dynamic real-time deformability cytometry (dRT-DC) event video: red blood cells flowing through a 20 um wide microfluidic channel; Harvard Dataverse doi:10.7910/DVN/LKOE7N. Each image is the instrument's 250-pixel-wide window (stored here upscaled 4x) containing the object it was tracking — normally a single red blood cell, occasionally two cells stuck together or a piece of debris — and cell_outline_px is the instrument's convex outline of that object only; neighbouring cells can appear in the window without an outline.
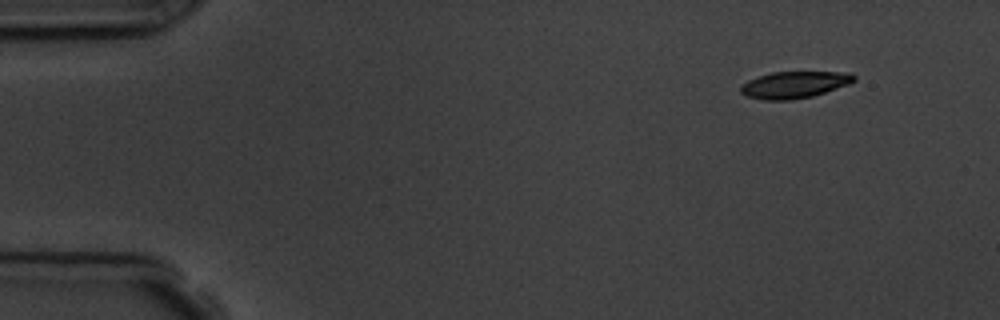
{"species": "common noctule bat (a hibernating species)", "species_latin": "Nyctalus noctula", "temperature_condition": "room temperature", "stored_images_in_passage": 3, "camera_frame_rate_fps": 3000, "um_per_image_px": 0.085, "animal": {"sex": "male", "body_mass_g": 19.5, "forearm_length_mm": 54.6}, "frame": {"image": 1, "passage_image": 1, "time_ms": 0.0, "image_size_px": [1000, 320], "cell_outline_px": [[856, 80], [848, 84], [812, 96], [792, 100], [764, 100], [744, 96], [740, 92], [740, 88], [748, 80], [772, 72], [852, 72], [856, 76]], "centroid_in_image_um": [67.52, 7.2], "position_along_channel_um": 17.5, "area_um2": 17.63}}